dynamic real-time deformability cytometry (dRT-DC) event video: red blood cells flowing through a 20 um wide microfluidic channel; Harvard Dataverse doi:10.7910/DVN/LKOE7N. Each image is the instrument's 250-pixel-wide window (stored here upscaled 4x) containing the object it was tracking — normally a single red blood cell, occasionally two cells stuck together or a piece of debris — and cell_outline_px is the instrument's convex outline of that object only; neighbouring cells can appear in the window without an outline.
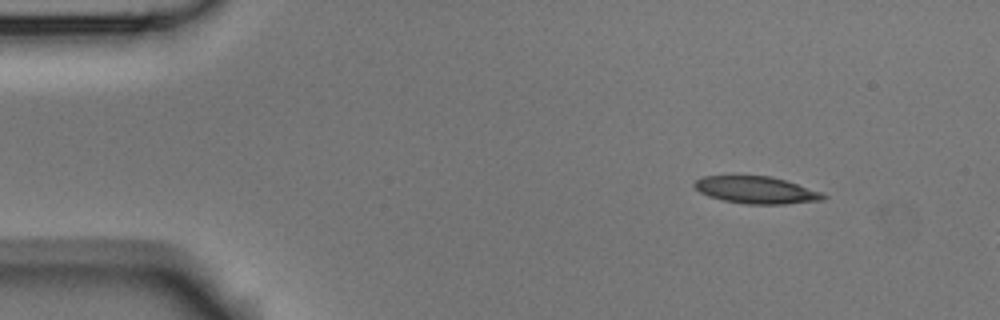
{"species": "Egyptian fruit bat (a non-hibernating species)", "species_latin": "Rousettus aegyptiacus", "temperature_condition": "room temperature", "stored_images_in_passage": 4, "camera_frame_rate_fps": 3000, "um_per_image_px": 0.085, "animal": {"sex": "male"}, "frame": {"image": 1, "passage_image": 2, "time_ms": 0.333, "image_size_px": [1000, 320], "cell_outline_px": [[828, 196], [824, 200], [784, 204], [744, 204], [724, 200], [708, 196], [700, 192], [692, 184], [696, 180], [704, 176], [772, 176], [824, 192]], "centroid_in_image_um": [64.33, 16.15], "position_along_channel_um": 20.7, "area_um2": 20.46}}